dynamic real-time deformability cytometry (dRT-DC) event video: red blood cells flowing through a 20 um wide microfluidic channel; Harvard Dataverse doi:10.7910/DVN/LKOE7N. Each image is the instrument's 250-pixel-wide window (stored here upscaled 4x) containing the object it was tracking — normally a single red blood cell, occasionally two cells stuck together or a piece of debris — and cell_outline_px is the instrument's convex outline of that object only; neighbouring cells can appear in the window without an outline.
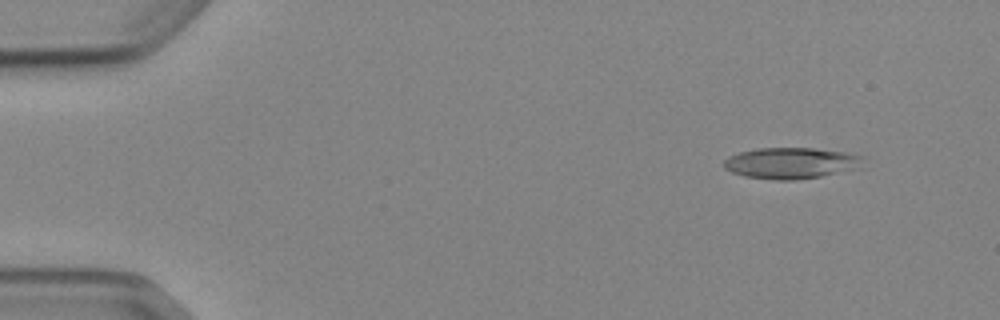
{"species": "Egyptian fruit bat (a non-hibernating species)", "species_latin": "Rousettus aegyptiacus", "temperature_condition": "cold", "stored_images_in_passage": 5, "camera_frame_rate_fps": 3000, "um_per_image_px": 0.085, "animal": {"sex": "female"}, "frame": {"image": 1, "passage_image": 2, "time_ms": 1.333, "image_size_px": [1000, 320], "cell_outline_px": [[864, 156], [856, 168], [820, 176], [796, 180], [776, 180], [744, 176], [732, 172], [724, 168], [724, 160], [728, 156], [740, 152], [756, 148], [812, 148], [844, 152]], "centroid_in_image_um": [67.16, 13.86], "position_along_channel_um": 17.8, "area_um2": 24.97}}
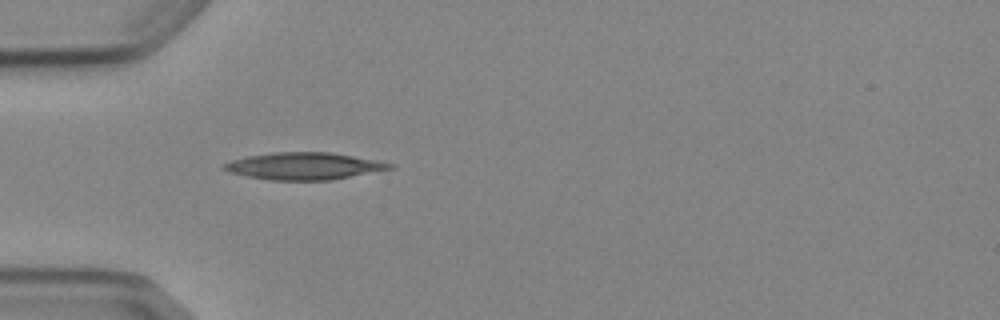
{"frame": {"image": 2, "passage_image": 5, "time_ms": 5.0, "image_size_px": [1000, 320], "cell_outline_px": [[396, 168], [332, 180], [272, 180], [248, 176], [232, 172], [220, 168], [224, 164], [232, 160], [248, 156], [272, 152], [328, 152], [376, 160], [396, 164]], "centroid_in_image_um": [25.9, 14.11], "position_along_channel_um": 59.1, "area_um2": 26.07}}